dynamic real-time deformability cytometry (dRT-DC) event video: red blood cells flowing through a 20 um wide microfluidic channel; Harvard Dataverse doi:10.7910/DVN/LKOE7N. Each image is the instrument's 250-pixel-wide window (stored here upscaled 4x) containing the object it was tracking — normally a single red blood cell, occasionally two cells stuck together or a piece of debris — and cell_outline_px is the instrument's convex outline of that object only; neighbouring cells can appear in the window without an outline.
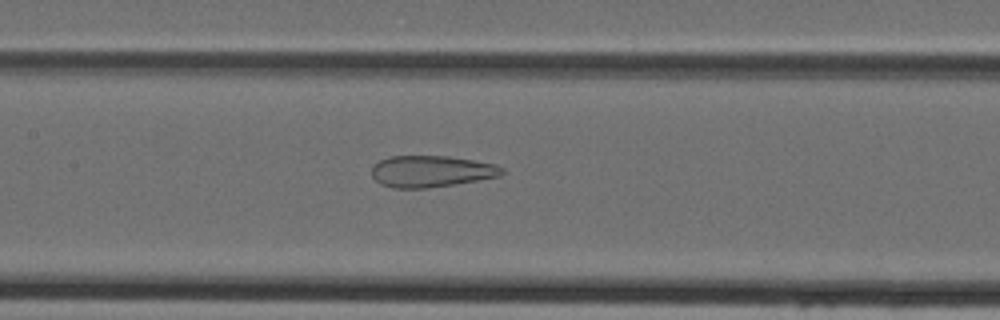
{"species": "Egyptian fruit bat (a non-hibernating species)", "species_latin": "Rousettus aegyptiacus", "temperature_condition": "cold", "stored_images_in_passage": 46, "camera_frame_rate_fps": 3000, "um_per_image_px": 0.085, "animal": {"sex": "female"}, "frame": {"image": 1, "passage_image": 22, "time_ms": 7.0, "image_size_px": [1000, 320], "cell_outline_px": [[504, 172], [500, 176], [428, 188], [392, 188], [380, 184], [372, 176], [372, 164], [380, 160], [392, 156], [448, 156], [496, 164], [504, 168]], "centroid_in_image_um": [36.63, 14.56], "position_along_channel_um": 170.8, "area_um2": 23.87}}
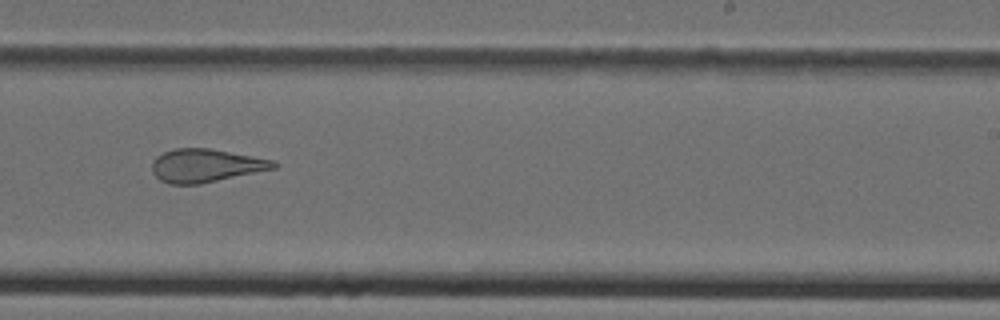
{"frame": {"image": 2, "passage_image": 29, "time_ms": 9.333, "image_size_px": [1000, 320], "cell_outline_px": [[280, 164], [276, 168], [200, 184], [168, 184], [160, 180], [152, 172], [152, 164], [156, 156], [164, 152], [176, 148], [208, 148], [276, 160]], "centroid_in_image_um": [17.51, 14.07], "position_along_channel_um": 271.5, "area_um2": 23.58}}
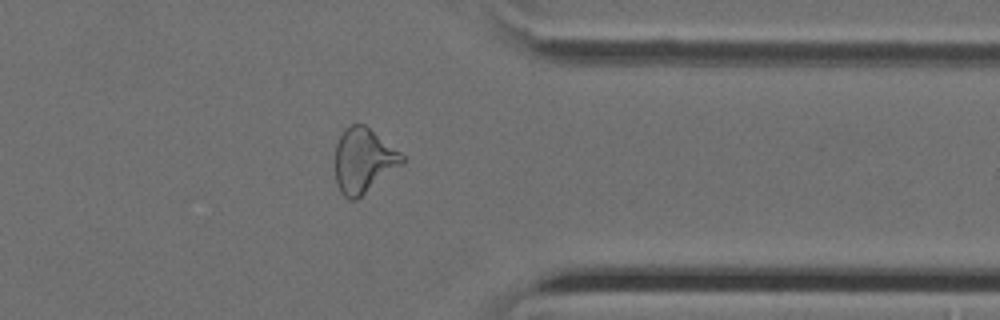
{"frame": {"image": 3, "passage_image": 37, "time_ms": 12.0, "image_size_px": [1000, 320], "cell_outline_px": [[404, 164], [356, 200], [348, 200], [340, 192], [336, 180], [336, 144], [344, 128], [352, 124], [364, 124], [400, 152], [404, 156]], "centroid_in_image_um": [30.9, 13.66], "position_along_channel_um": 380.5, "area_um2": 25.14}}